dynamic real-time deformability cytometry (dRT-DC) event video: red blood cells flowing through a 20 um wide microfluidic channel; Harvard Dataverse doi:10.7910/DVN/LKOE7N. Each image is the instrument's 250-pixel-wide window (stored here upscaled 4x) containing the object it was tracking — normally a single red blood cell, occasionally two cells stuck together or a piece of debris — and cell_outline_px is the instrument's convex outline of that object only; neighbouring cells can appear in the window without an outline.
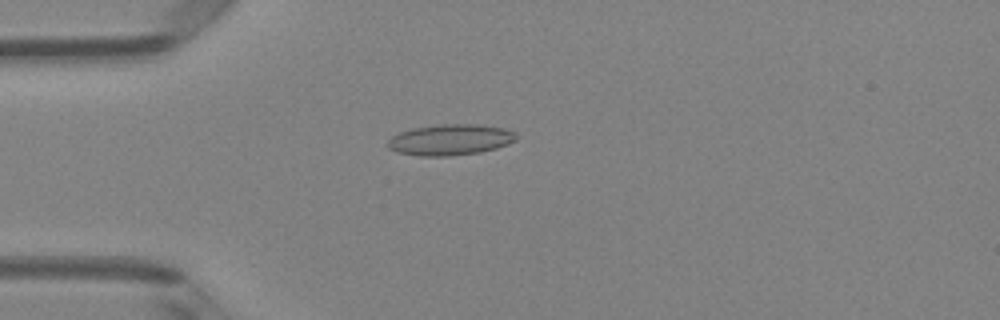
{"species": "Egyptian fruit bat (a non-hibernating species)", "species_latin": "Rousettus aegyptiacus", "temperature_condition": "room temperature", "stored_images_in_passage": 4, "camera_frame_rate_fps": 3000, "um_per_image_px": 0.085, "animal": {"sex": "female"}, "frame": {"image": 1, "passage_image": 3, "time_ms": 0.667, "image_size_px": [1000, 320], "cell_outline_px": [[516, 140], [508, 144], [496, 148], [480, 152], [448, 156], [420, 156], [396, 152], [388, 148], [388, 140], [392, 136], [400, 132], [412, 128], [440, 124], [476, 124], [504, 128], [516, 132]], "centroid_in_image_um": [38.27, 11.88], "position_along_channel_um": 46.7, "area_um2": 23.24}}